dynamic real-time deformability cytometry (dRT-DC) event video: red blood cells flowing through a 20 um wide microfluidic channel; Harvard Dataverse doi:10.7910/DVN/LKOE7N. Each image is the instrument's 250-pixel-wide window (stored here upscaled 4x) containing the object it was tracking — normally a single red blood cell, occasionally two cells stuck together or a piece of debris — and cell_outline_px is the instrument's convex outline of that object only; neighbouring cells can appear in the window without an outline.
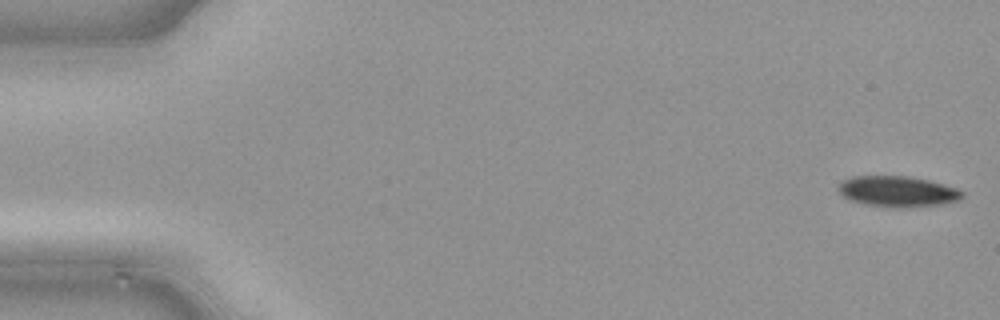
{"species": "common noctule bat (a hibernating species)", "species_latin": "Nyctalus noctula", "temperature_condition": "cold", "stored_images_in_passage": 48, "camera_frame_rate_fps": 3000, "um_per_image_px": 0.085, "animal": {"sex": "male", "body_mass_g": 21.5, "forearm_length_mm": 52.0}, "frame": {"image": 1, "passage_image": 1, "time_ms": 0.0, "image_size_px": [1000, 320], "cell_outline_px": [[964, 196], [956, 200], [940, 204], [896, 208], [864, 204], [848, 200], [836, 188], [840, 180], [852, 176], [908, 176], [928, 180], [944, 184], [956, 188], [964, 192]], "centroid_in_image_um": [76.23, 16.26], "position_along_channel_um": 8.8, "area_um2": 22.25}}
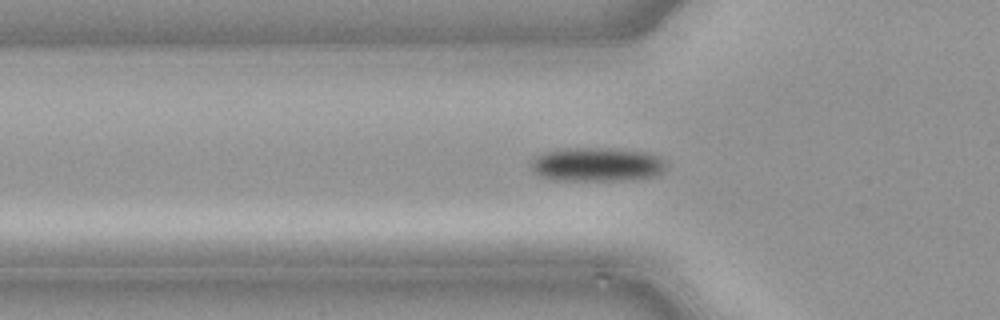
{"frame": {"image": 2, "passage_image": 16, "time_ms": 5.0, "image_size_px": [1000, 320], "cell_outline_px": [[664, 168], [656, 176], [620, 180], [556, 180], [540, 176], [532, 168], [532, 160], [536, 156], [544, 152], [564, 148], [604, 148], [648, 152], [656, 156], [664, 164]], "centroid_in_image_um": [50.69, 13.97], "position_along_channel_um": 75.1, "area_um2": 26.24}}
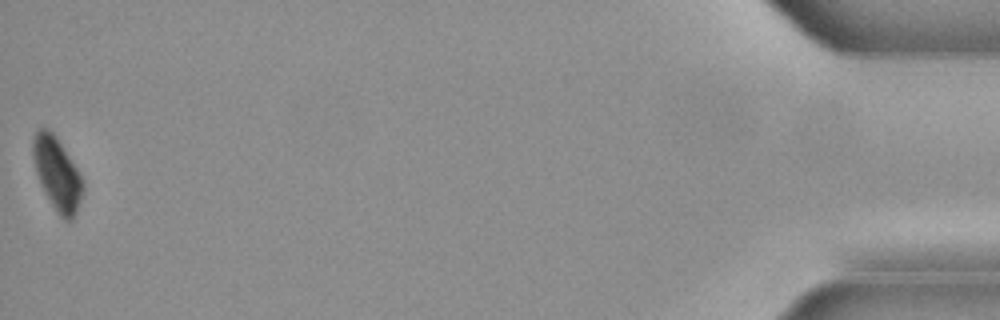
{"frame": {"image": 3, "passage_image": 48, "time_ms": 15.667, "image_size_px": [1000, 320], "cell_outline_px": [[84, 188], [76, 212], [72, 220], [64, 220], [60, 216], [44, 192], [40, 184], [36, 172], [32, 156], [32, 136], [36, 128], [48, 128], [56, 136], [76, 168], [84, 184]], "centroid_in_image_um": [4.81, 14.73], "position_along_channel_um": 430.4, "area_um2": 21.04}}